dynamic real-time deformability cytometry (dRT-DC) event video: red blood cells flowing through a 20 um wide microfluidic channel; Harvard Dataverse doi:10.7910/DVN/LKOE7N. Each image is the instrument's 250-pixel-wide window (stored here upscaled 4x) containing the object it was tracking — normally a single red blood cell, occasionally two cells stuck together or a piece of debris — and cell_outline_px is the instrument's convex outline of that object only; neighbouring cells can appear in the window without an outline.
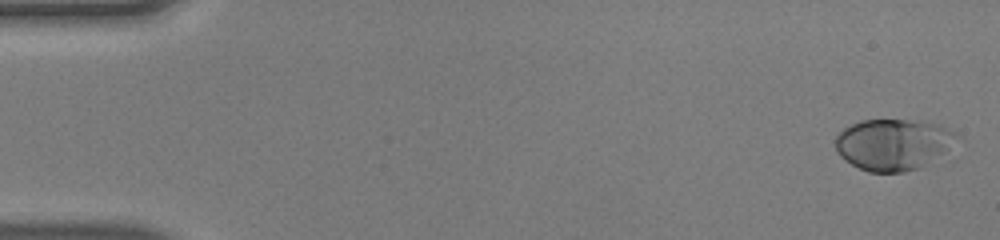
{"species": "human", "species_latin": "Homo sapiens", "temperature_condition": "warm", "stored_images_in_passage": 50, "camera_frame_rate_fps": 3000, "um_per_image_px": 0.085, "donor": {"sex": "male"}, "frame": {"image": 1, "passage_image": 1, "time_ms": 0.0, "image_size_px": [1000, 240], "cell_outline_px": [[964, 136], [916, 168], [904, 172], [868, 172], [852, 164], [840, 156], [836, 152], [836, 136], [844, 128], [860, 120], [928, 120], [940, 124]], "centroid_in_image_um": [75.91, 12.23], "position_along_channel_um": 9.1, "area_um2": 35.89}}
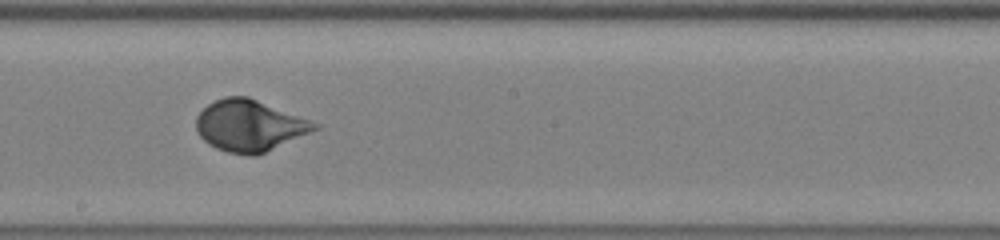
{"frame": {"image": 2, "passage_image": 28, "time_ms": 9.0, "image_size_px": [1000, 240], "cell_outline_px": [[320, 128], [256, 156], [252, 156], [228, 152], [216, 148], [208, 144], [196, 132], [196, 116], [208, 104], [224, 96], [248, 96], [320, 124]], "centroid_in_image_um": [21.19, 10.68], "position_along_channel_um": 227.0, "area_um2": 35.32}}
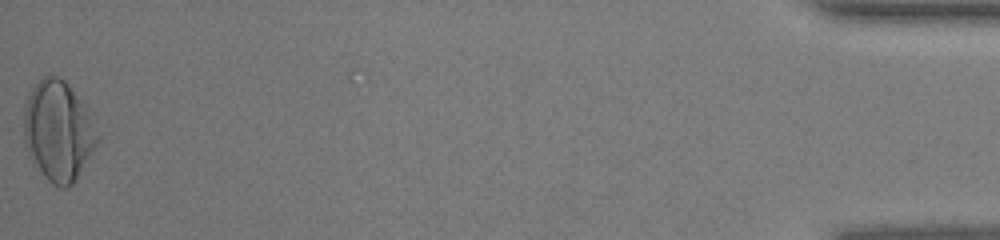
{"frame": {"image": 3, "passage_image": 50, "time_ms": 16.333, "image_size_px": [1000, 240], "cell_outline_px": [[100, 140], [72, 184], [68, 188], [60, 188], [52, 184], [32, 164], [28, 156], [24, 140], [24, 112], [28, 92], [44, 76], [56, 76], [64, 80], [84, 100], [96, 116], [100, 136]], "centroid_in_image_um": [5.0, 11.11], "position_along_channel_um": 430.2, "area_um2": 44.04}, "authors_computed_cell_mechanics": {"area_um2": 34.8534, "velocity_mm_per_s": 4.0922, "shape_relaxation_time_tau1_ms": 2.82, "shape_relaxation_time_tau2_ms": null, "deformation_change_tau1": 0.1896, "deformation_change_tau2": null}}